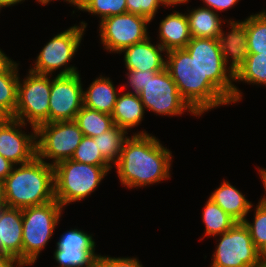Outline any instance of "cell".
I'll return each instance as SVG.
<instances>
[{
	"label": "cell",
	"mask_w": 266,
	"mask_h": 267,
	"mask_svg": "<svg viewBox=\"0 0 266 267\" xmlns=\"http://www.w3.org/2000/svg\"><path fill=\"white\" fill-rule=\"evenodd\" d=\"M151 21L129 12L103 19L99 24V36L103 48L119 53L133 44L146 40L150 35L147 25Z\"/></svg>",
	"instance_id": "obj_12"
},
{
	"label": "cell",
	"mask_w": 266,
	"mask_h": 267,
	"mask_svg": "<svg viewBox=\"0 0 266 267\" xmlns=\"http://www.w3.org/2000/svg\"><path fill=\"white\" fill-rule=\"evenodd\" d=\"M77 10L97 15L101 22L103 19L127 12L126 0H84Z\"/></svg>",
	"instance_id": "obj_31"
},
{
	"label": "cell",
	"mask_w": 266,
	"mask_h": 267,
	"mask_svg": "<svg viewBox=\"0 0 266 267\" xmlns=\"http://www.w3.org/2000/svg\"><path fill=\"white\" fill-rule=\"evenodd\" d=\"M35 1H37L41 5H46V4H49L51 1H54V0H35Z\"/></svg>",
	"instance_id": "obj_46"
},
{
	"label": "cell",
	"mask_w": 266,
	"mask_h": 267,
	"mask_svg": "<svg viewBox=\"0 0 266 267\" xmlns=\"http://www.w3.org/2000/svg\"><path fill=\"white\" fill-rule=\"evenodd\" d=\"M166 55V69L180 96L199 115L232 102L201 73L198 64L184 49H173Z\"/></svg>",
	"instance_id": "obj_2"
},
{
	"label": "cell",
	"mask_w": 266,
	"mask_h": 267,
	"mask_svg": "<svg viewBox=\"0 0 266 267\" xmlns=\"http://www.w3.org/2000/svg\"><path fill=\"white\" fill-rule=\"evenodd\" d=\"M127 12L142 15L151 22L160 6L166 7L160 0H126Z\"/></svg>",
	"instance_id": "obj_34"
},
{
	"label": "cell",
	"mask_w": 266,
	"mask_h": 267,
	"mask_svg": "<svg viewBox=\"0 0 266 267\" xmlns=\"http://www.w3.org/2000/svg\"><path fill=\"white\" fill-rule=\"evenodd\" d=\"M63 207L57 200L22 209V267L36 263L57 227Z\"/></svg>",
	"instance_id": "obj_5"
},
{
	"label": "cell",
	"mask_w": 266,
	"mask_h": 267,
	"mask_svg": "<svg viewBox=\"0 0 266 267\" xmlns=\"http://www.w3.org/2000/svg\"><path fill=\"white\" fill-rule=\"evenodd\" d=\"M84 136L96 137L115 126L112 115L82 106L74 120Z\"/></svg>",
	"instance_id": "obj_24"
},
{
	"label": "cell",
	"mask_w": 266,
	"mask_h": 267,
	"mask_svg": "<svg viewBox=\"0 0 266 267\" xmlns=\"http://www.w3.org/2000/svg\"><path fill=\"white\" fill-rule=\"evenodd\" d=\"M118 95L112 80L100 75L83 90V106L112 115Z\"/></svg>",
	"instance_id": "obj_20"
},
{
	"label": "cell",
	"mask_w": 266,
	"mask_h": 267,
	"mask_svg": "<svg viewBox=\"0 0 266 267\" xmlns=\"http://www.w3.org/2000/svg\"><path fill=\"white\" fill-rule=\"evenodd\" d=\"M7 117L0 111V122L5 120Z\"/></svg>",
	"instance_id": "obj_47"
},
{
	"label": "cell",
	"mask_w": 266,
	"mask_h": 267,
	"mask_svg": "<svg viewBox=\"0 0 266 267\" xmlns=\"http://www.w3.org/2000/svg\"><path fill=\"white\" fill-rule=\"evenodd\" d=\"M5 206L4 183L0 180V207Z\"/></svg>",
	"instance_id": "obj_44"
},
{
	"label": "cell",
	"mask_w": 266,
	"mask_h": 267,
	"mask_svg": "<svg viewBox=\"0 0 266 267\" xmlns=\"http://www.w3.org/2000/svg\"><path fill=\"white\" fill-rule=\"evenodd\" d=\"M113 166H93L72 159L54 166L55 200L64 208L80 202L98 188Z\"/></svg>",
	"instance_id": "obj_4"
},
{
	"label": "cell",
	"mask_w": 266,
	"mask_h": 267,
	"mask_svg": "<svg viewBox=\"0 0 266 267\" xmlns=\"http://www.w3.org/2000/svg\"><path fill=\"white\" fill-rule=\"evenodd\" d=\"M86 27L87 23L82 21L80 26L74 25L55 35L44 45L36 57L34 66L28 70L36 74L52 75L62 67L57 75L79 73L77 67L68 66V63L79 49Z\"/></svg>",
	"instance_id": "obj_7"
},
{
	"label": "cell",
	"mask_w": 266,
	"mask_h": 267,
	"mask_svg": "<svg viewBox=\"0 0 266 267\" xmlns=\"http://www.w3.org/2000/svg\"><path fill=\"white\" fill-rule=\"evenodd\" d=\"M64 2L69 3L70 5H73V7H78L80 5V0H63Z\"/></svg>",
	"instance_id": "obj_45"
},
{
	"label": "cell",
	"mask_w": 266,
	"mask_h": 267,
	"mask_svg": "<svg viewBox=\"0 0 266 267\" xmlns=\"http://www.w3.org/2000/svg\"><path fill=\"white\" fill-rule=\"evenodd\" d=\"M159 44L166 50L185 48L191 40L186 13L173 11L160 21Z\"/></svg>",
	"instance_id": "obj_18"
},
{
	"label": "cell",
	"mask_w": 266,
	"mask_h": 267,
	"mask_svg": "<svg viewBox=\"0 0 266 267\" xmlns=\"http://www.w3.org/2000/svg\"><path fill=\"white\" fill-rule=\"evenodd\" d=\"M12 62L13 59L11 60V58L0 49V72H3Z\"/></svg>",
	"instance_id": "obj_40"
},
{
	"label": "cell",
	"mask_w": 266,
	"mask_h": 267,
	"mask_svg": "<svg viewBox=\"0 0 266 267\" xmlns=\"http://www.w3.org/2000/svg\"><path fill=\"white\" fill-rule=\"evenodd\" d=\"M127 85L132 88L131 93L139 94L148 81V74H156L161 71H141V70H127Z\"/></svg>",
	"instance_id": "obj_36"
},
{
	"label": "cell",
	"mask_w": 266,
	"mask_h": 267,
	"mask_svg": "<svg viewBox=\"0 0 266 267\" xmlns=\"http://www.w3.org/2000/svg\"><path fill=\"white\" fill-rule=\"evenodd\" d=\"M172 151L147 131H139L125 140L115 164L119 182L128 188H141L170 179Z\"/></svg>",
	"instance_id": "obj_1"
},
{
	"label": "cell",
	"mask_w": 266,
	"mask_h": 267,
	"mask_svg": "<svg viewBox=\"0 0 266 267\" xmlns=\"http://www.w3.org/2000/svg\"><path fill=\"white\" fill-rule=\"evenodd\" d=\"M205 4L203 7L209 8L213 10L214 12L218 11H226L227 9L229 10L230 8L234 7L239 0H202Z\"/></svg>",
	"instance_id": "obj_37"
},
{
	"label": "cell",
	"mask_w": 266,
	"mask_h": 267,
	"mask_svg": "<svg viewBox=\"0 0 266 267\" xmlns=\"http://www.w3.org/2000/svg\"><path fill=\"white\" fill-rule=\"evenodd\" d=\"M71 159L79 163L93 166H112L102 156L100 149H98L97 142H95L93 137L84 136Z\"/></svg>",
	"instance_id": "obj_32"
},
{
	"label": "cell",
	"mask_w": 266,
	"mask_h": 267,
	"mask_svg": "<svg viewBox=\"0 0 266 267\" xmlns=\"http://www.w3.org/2000/svg\"><path fill=\"white\" fill-rule=\"evenodd\" d=\"M22 209L0 207V251L11 255L22 266Z\"/></svg>",
	"instance_id": "obj_17"
},
{
	"label": "cell",
	"mask_w": 266,
	"mask_h": 267,
	"mask_svg": "<svg viewBox=\"0 0 266 267\" xmlns=\"http://www.w3.org/2000/svg\"><path fill=\"white\" fill-rule=\"evenodd\" d=\"M226 22L229 23L227 25L230 26L231 31L225 33L221 27L218 41L226 65L228 66L229 64V68L235 74L245 63L249 54L247 46V18L243 21L229 19Z\"/></svg>",
	"instance_id": "obj_15"
},
{
	"label": "cell",
	"mask_w": 266,
	"mask_h": 267,
	"mask_svg": "<svg viewBox=\"0 0 266 267\" xmlns=\"http://www.w3.org/2000/svg\"><path fill=\"white\" fill-rule=\"evenodd\" d=\"M151 37L125 48L124 64L126 70L163 71L166 68L167 51L159 44H152Z\"/></svg>",
	"instance_id": "obj_16"
},
{
	"label": "cell",
	"mask_w": 266,
	"mask_h": 267,
	"mask_svg": "<svg viewBox=\"0 0 266 267\" xmlns=\"http://www.w3.org/2000/svg\"><path fill=\"white\" fill-rule=\"evenodd\" d=\"M81 75H56L51 78L49 122L72 121L83 106Z\"/></svg>",
	"instance_id": "obj_13"
},
{
	"label": "cell",
	"mask_w": 266,
	"mask_h": 267,
	"mask_svg": "<svg viewBox=\"0 0 266 267\" xmlns=\"http://www.w3.org/2000/svg\"><path fill=\"white\" fill-rule=\"evenodd\" d=\"M0 267H22L11 255L0 251Z\"/></svg>",
	"instance_id": "obj_39"
},
{
	"label": "cell",
	"mask_w": 266,
	"mask_h": 267,
	"mask_svg": "<svg viewBox=\"0 0 266 267\" xmlns=\"http://www.w3.org/2000/svg\"><path fill=\"white\" fill-rule=\"evenodd\" d=\"M202 220L205 224V234L202 239L205 235L216 237L230 230L236 224V221L210 198L203 207Z\"/></svg>",
	"instance_id": "obj_25"
},
{
	"label": "cell",
	"mask_w": 266,
	"mask_h": 267,
	"mask_svg": "<svg viewBox=\"0 0 266 267\" xmlns=\"http://www.w3.org/2000/svg\"><path fill=\"white\" fill-rule=\"evenodd\" d=\"M3 183L8 207L24 209L55 200L54 166L37 156L28 163L15 165Z\"/></svg>",
	"instance_id": "obj_3"
},
{
	"label": "cell",
	"mask_w": 266,
	"mask_h": 267,
	"mask_svg": "<svg viewBox=\"0 0 266 267\" xmlns=\"http://www.w3.org/2000/svg\"><path fill=\"white\" fill-rule=\"evenodd\" d=\"M144 113L145 109L139 94L128 91L119 93L112 112V118L116 126L129 132L130 129L137 127L142 122Z\"/></svg>",
	"instance_id": "obj_21"
},
{
	"label": "cell",
	"mask_w": 266,
	"mask_h": 267,
	"mask_svg": "<svg viewBox=\"0 0 266 267\" xmlns=\"http://www.w3.org/2000/svg\"><path fill=\"white\" fill-rule=\"evenodd\" d=\"M254 208L253 222L245 219L243 224L249 230L255 247L266 259V204L259 200L258 205Z\"/></svg>",
	"instance_id": "obj_30"
},
{
	"label": "cell",
	"mask_w": 266,
	"mask_h": 267,
	"mask_svg": "<svg viewBox=\"0 0 266 267\" xmlns=\"http://www.w3.org/2000/svg\"><path fill=\"white\" fill-rule=\"evenodd\" d=\"M56 267H97L99 254L95 252L54 251Z\"/></svg>",
	"instance_id": "obj_33"
},
{
	"label": "cell",
	"mask_w": 266,
	"mask_h": 267,
	"mask_svg": "<svg viewBox=\"0 0 266 267\" xmlns=\"http://www.w3.org/2000/svg\"><path fill=\"white\" fill-rule=\"evenodd\" d=\"M50 78L51 75H41L31 71L23 81L19 78L17 107L12 118L26 125L30 124L32 130H36L43 123H49Z\"/></svg>",
	"instance_id": "obj_8"
},
{
	"label": "cell",
	"mask_w": 266,
	"mask_h": 267,
	"mask_svg": "<svg viewBox=\"0 0 266 267\" xmlns=\"http://www.w3.org/2000/svg\"><path fill=\"white\" fill-rule=\"evenodd\" d=\"M187 11L191 38L218 39L222 23L226 22L224 19L221 20L219 13L202 6Z\"/></svg>",
	"instance_id": "obj_22"
},
{
	"label": "cell",
	"mask_w": 266,
	"mask_h": 267,
	"mask_svg": "<svg viewBox=\"0 0 266 267\" xmlns=\"http://www.w3.org/2000/svg\"><path fill=\"white\" fill-rule=\"evenodd\" d=\"M198 64L201 73L207 77L232 103L242 99V93L235 85L234 73L226 65L218 39L191 38L184 48Z\"/></svg>",
	"instance_id": "obj_6"
},
{
	"label": "cell",
	"mask_w": 266,
	"mask_h": 267,
	"mask_svg": "<svg viewBox=\"0 0 266 267\" xmlns=\"http://www.w3.org/2000/svg\"><path fill=\"white\" fill-rule=\"evenodd\" d=\"M139 97L145 111H151L156 115L181 116L183 112H189V114L199 117L180 96L178 88L166 68L156 74H148V81L139 93Z\"/></svg>",
	"instance_id": "obj_11"
},
{
	"label": "cell",
	"mask_w": 266,
	"mask_h": 267,
	"mask_svg": "<svg viewBox=\"0 0 266 267\" xmlns=\"http://www.w3.org/2000/svg\"><path fill=\"white\" fill-rule=\"evenodd\" d=\"M19 63L13 61L3 72H0V111L6 117H13L17 107L19 81Z\"/></svg>",
	"instance_id": "obj_23"
},
{
	"label": "cell",
	"mask_w": 266,
	"mask_h": 267,
	"mask_svg": "<svg viewBox=\"0 0 266 267\" xmlns=\"http://www.w3.org/2000/svg\"><path fill=\"white\" fill-rule=\"evenodd\" d=\"M166 7L171 6L173 7L174 5L176 6L177 4H187L189 0H160Z\"/></svg>",
	"instance_id": "obj_43"
},
{
	"label": "cell",
	"mask_w": 266,
	"mask_h": 267,
	"mask_svg": "<svg viewBox=\"0 0 266 267\" xmlns=\"http://www.w3.org/2000/svg\"><path fill=\"white\" fill-rule=\"evenodd\" d=\"M83 137L74 120L43 123L36 128L37 157L55 166L71 159Z\"/></svg>",
	"instance_id": "obj_10"
},
{
	"label": "cell",
	"mask_w": 266,
	"mask_h": 267,
	"mask_svg": "<svg viewBox=\"0 0 266 267\" xmlns=\"http://www.w3.org/2000/svg\"><path fill=\"white\" fill-rule=\"evenodd\" d=\"M209 198L219 205L236 222H243L253 204L229 181L224 180Z\"/></svg>",
	"instance_id": "obj_19"
},
{
	"label": "cell",
	"mask_w": 266,
	"mask_h": 267,
	"mask_svg": "<svg viewBox=\"0 0 266 267\" xmlns=\"http://www.w3.org/2000/svg\"><path fill=\"white\" fill-rule=\"evenodd\" d=\"M25 0H0V11L2 10L3 7H11L14 6L18 3H22Z\"/></svg>",
	"instance_id": "obj_42"
},
{
	"label": "cell",
	"mask_w": 266,
	"mask_h": 267,
	"mask_svg": "<svg viewBox=\"0 0 266 267\" xmlns=\"http://www.w3.org/2000/svg\"><path fill=\"white\" fill-rule=\"evenodd\" d=\"M211 267H260L266 259L255 247L249 230L243 222L217 235Z\"/></svg>",
	"instance_id": "obj_9"
},
{
	"label": "cell",
	"mask_w": 266,
	"mask_h": 267,
	"mask_svg": "<svg viewBox=\"0 0 266 267\" xmlns=\"http://www.w3.org/2000/svg\"><path fill=\"white\" fill-rule=\"evenodd\" d=\"M97 267H143L135 257H110L99 254Z\"/></svg>",
	"instance_id": "obj_35"
},
{
	"label": "cell",
	"mask_w": 266,
	"mask_h": 267,
	"mask_svg": "<svg viewBox=\"0 0 266 267\" xmlns=\"http://www.w3.org/2000/svg\"><path fill=\"white\" fill-rule=\"evenodd\" d=\"M248 53H266V10L247 17Z\"/></svg>",
	"instance_id": "obj_28"
},
{
	"label": "cell",
	"mask_w": 266,
	"mask_h": 267,
	"mask_svg": "<svg viewBox=\"0 0 266 267\" xmlns=\"http://www.w3.org/2000/svg\"><path fill=\"white\" fill-rule=\"evenodd\" d=\"M260 267H266V261Z\"/></svg>",
	"instance_id": "obj_48"
},
{
	"label": "cell",
	"mask_w": 266,
	"mask_h": 267,
	"mask_svg": "<svg viewBox=\"0 0 266 267\" xmlns=\"http://www.w3.org/2000/svg\"><path fill=\"white\" fill-rule=\"evenodd\" d=\"M234 81L266 87V53H249L245 63L234 74Z\"/></svg>",
	"instance_id": "obj_26"
},
{
	"label": "cell",
	"mask_w": 266,
	"mask_h": 267,
	"mask_svg": "<svg viewBox=\"0 0 266 267\" xmlns=\"http://www.w3.org/2000/svg\"><path fill=\"white\" fill-rule=\"evenodd\" d=\"M258 171H259V175H260V178H261V182L263 183V187H264V193L265 195L264 196H261L262 198H260L261 201H263L265 204H266V168H259L258 167Z\"/></svg>",
	"instance_id": "obj_41"
},
{
	"label": "cell",
	"mask_w": 266,
	"mask_h": 267,
	"mask_svg": "<svg viewBox=\"0 0 266 267\" xmlns=\"http://www.w3.org/2000/svg\"><path fill=\"white\" fill-rule=\"evenodd\" d=\"M15 164H13L10 160L4 158L0 154V180L4 181V179L12 172Z\"/></svg>",
	"instance_id": "obj_38"
},
{
	"label": "cell",
	"mask_w": 266,
	"mask_h": 267,
	"mask_svg": "<svg viewBox=\"0 0 266 267\" xmlns=\"http://www.w3.org/2000/svg\"><path fill=\"white\" fill-rule=\"evenodd\" d=\"M95 241L92 234L83 230L70 229L60 235L55 250L72 252H95Z\"/></svg>",
	"instance_id": "obj_29"
},
{
	"label": "cell",
	"mask_w": 266,
	"mask_h": 267,
	"mask_svg": "<svg viewBox=\"0 0 266 267\" xmlns=\"http://www.w3.org/2000/svg\"><path fill=\"white\" fill-rule=\"evenodd\" d=\"M24 127L26 124L12 117L0 122V154L15 165L28 163L37 156L36 130L26 134Z\"/></svg>",
	"instance_id": "obj_14"
},
{
	"label": "cell",
	"mask_w": 266,
	"mask_h": 267,
	"mask_svg": "<svg viewBox=\"0 0 266 267\" xmlns=\"http://www.w3.org/2000/svg\"><path fill=\"white\" fill-rule=\"evenodd\" d=\"M128 132L123 128L114 126L107 132L102 133L99 136L93 137L97 142L98 149L102 156L113 166L120 158L122 147L125 140L128 138Z\"/></svg>",
	"instance_id": "obj_27"
}]
</instances>
